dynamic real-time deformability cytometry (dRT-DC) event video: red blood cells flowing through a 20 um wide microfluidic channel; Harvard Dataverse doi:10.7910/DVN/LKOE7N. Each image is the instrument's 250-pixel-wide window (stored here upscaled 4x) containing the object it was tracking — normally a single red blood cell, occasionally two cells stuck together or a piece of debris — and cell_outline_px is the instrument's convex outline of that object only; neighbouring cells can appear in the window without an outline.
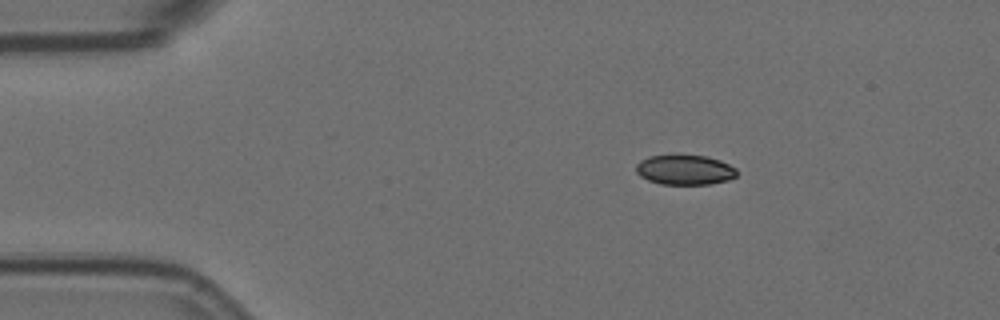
{"species": "Egyptian fruit bat (a non-hibernating species)", "species_latin": "Rousettus aegyptiacus", "temperature_condition": "room temperature", "stored_images_in_passage": 4, "camera_frame_rate_fps": 3000, "um_per_image_px": 0.085, "animal": {"sex": "female"}, "frame": {"image": 1, "passage_image": 2, "time_ms": 0.333, "image_size_px": [1000, 320], "cell_outline_px": [[736, 176], [728, 180], [708, 184], [660, 184], [648, 180], [640, 176], [636, 172], [636, 164], [640, 160], [648, 156], [704, 156], [720, 160], [736, 168]], "centroid_in_image_um": [58.19, 14.45], "position_along_channel_um": 26.8, "area_um2": 17.34}}